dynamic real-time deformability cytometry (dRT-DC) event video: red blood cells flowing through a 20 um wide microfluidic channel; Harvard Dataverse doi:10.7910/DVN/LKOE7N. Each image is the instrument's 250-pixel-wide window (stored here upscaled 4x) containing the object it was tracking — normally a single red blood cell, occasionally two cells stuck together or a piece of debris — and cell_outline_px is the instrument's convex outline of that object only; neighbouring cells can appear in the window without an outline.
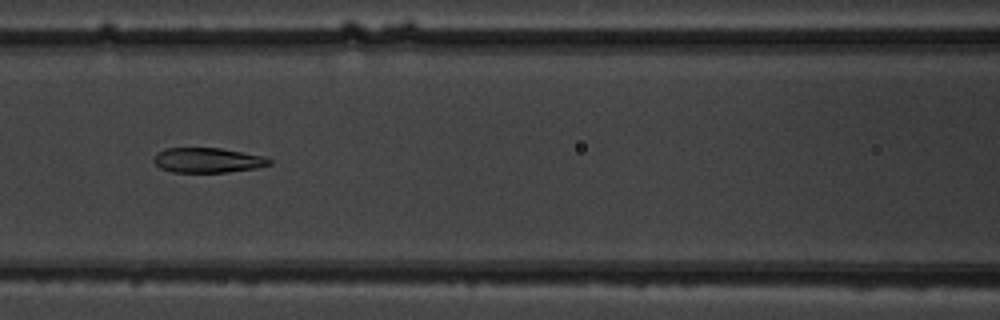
{"species": "common noctule bat (a hibernating species)", "species_latin": "Nyctalus noctula", "temperature_condition": "warm", "stored_images_in_passage": 8, "camera_frame_rate_fps": 3000, "um_per_image_px": 0.085, "animal": {"sex": "male", "body_mass_g": 19.5, "forearm_length_mm": 54.6}, "frame": {"image": 1, "passage_image": 7, "time_ms": 7.667, "image_size_px": [1000, 320], "cell_outline_px": [[272, 164], [256, 168], [228, 172], [172, 172], [160, 168], [152, 160], [156, 152], [168, 148], [220, 148], [264, 156], [272, 160]], "centroid_in_image_um": [17.65, 13.62], "position_along_channel_um": 149.0, "area_um2": 16.82}}
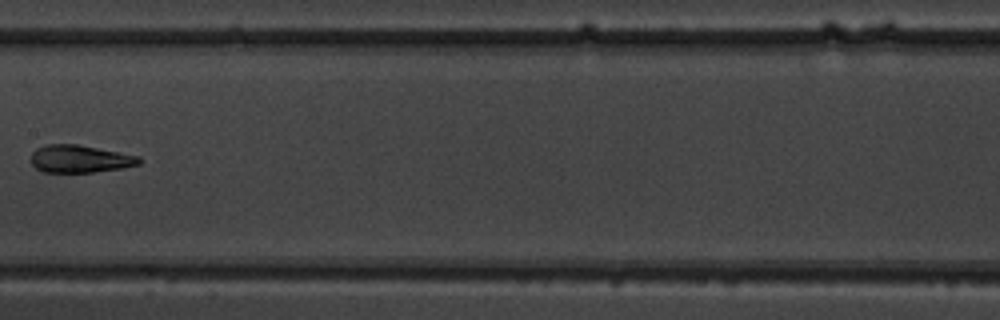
{"frame": {"image": 2, "passage_image": 8, "time_ms": 9.0, "image_size_px": [1000, 320], "cell_outline_px": [[140, 164], [120, 168], [92, 172], [44, 172], [36, 168], [32, 164], [32, 152], [36, 148], [48, 144], [76, 144], [140, 156]], "centroid_in_image_um": [6.77, 13.5], "position_along_channel_um": 200.6, "area_um2": 17.17}}